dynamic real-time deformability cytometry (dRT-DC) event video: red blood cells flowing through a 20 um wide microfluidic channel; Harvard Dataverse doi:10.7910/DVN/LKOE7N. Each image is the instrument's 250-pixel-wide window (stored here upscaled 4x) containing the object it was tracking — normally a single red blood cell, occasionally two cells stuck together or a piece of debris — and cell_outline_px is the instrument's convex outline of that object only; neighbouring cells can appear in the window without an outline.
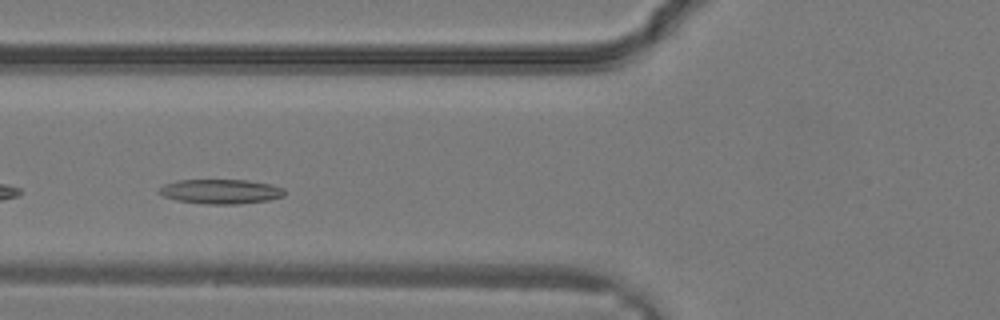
{"species": "common noctule bat (a hibernating species)", "species_latin": "Nyctalus noctula", "temperature_condition": "warm", "stored_images_in_passage": 20, "camera_frame_rate_fps": 3000, "um_per_image_px": 0.085, "animal": {"sex": "male", "body_mass_g": 19.2, "forearm_length_mm": 51.8}, "frame": {"image": 1, "passage_image": 4, "time_ms": 1.0, "image_size_px": [1000, 320], "cell_outline_px": [[284, 196], [268, 200], [236, 204], [208, 204], [176, 200], [164, 196], [156, 192], [164, 184], [180, 180], [248, 180], [272, 184], [284, 188]], "centroid_in_image_um": [18.77, 16.27], "position_along_channel_um": 107.0, "area_um2": 17.92}}
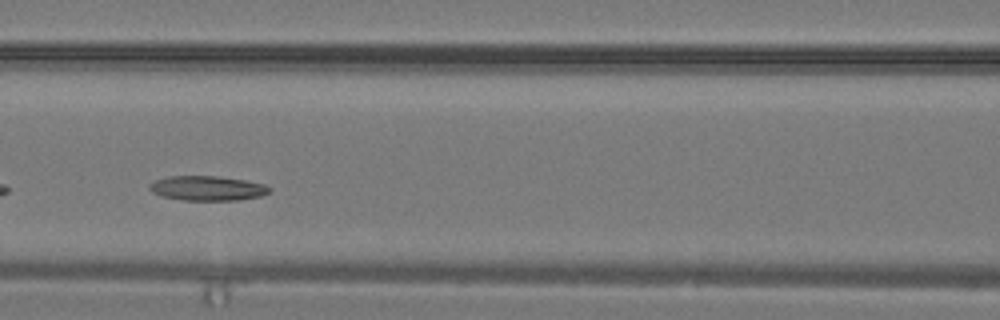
{"frame": {"image": 2, "passage_image": 6, "time_ms": 1.667, "image_size_px": [1000, 320], "cell_outline_px": [[272, 188], [268, 192], [260, 196], [240, 200], [184, 200], [164, 196], [152, 192], [148, 188], [156, 180], [168, 176], [220, 176], [244, 180], [264, 184]], "centroid_in_image_um": [17.66, 15.99], "position_along_channel_um": 148.9, "area_um2": 17.05}}
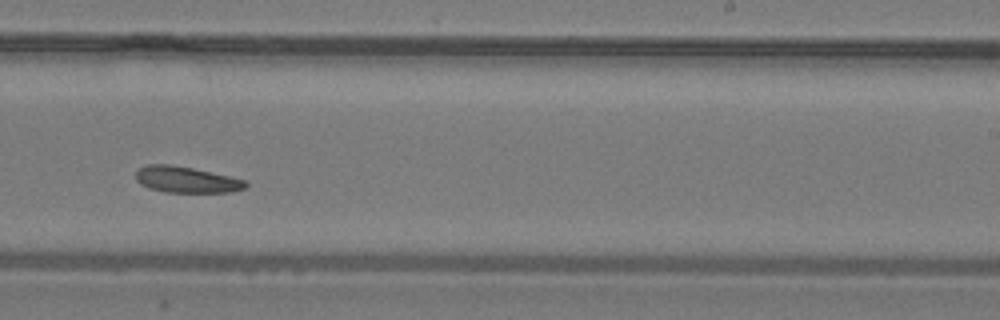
{"frame": {"image": 3, "passage_image": 12, "time_ms": 3.667, "image_size_px": [1000, 320], "cell_outline_px": [[248, 184], [244, 188], [232, 192], [164, 192], [148, 188], [140, 184], [136, 180], [136, 172], [140, 168], [148, 164], [168, 164], [192, 168], [228, 176], [244, 180]], "centroid_in_image_um": [15.8, 15.28], "position_along_channel_um": 273.2, "area_um2": 16.59}}